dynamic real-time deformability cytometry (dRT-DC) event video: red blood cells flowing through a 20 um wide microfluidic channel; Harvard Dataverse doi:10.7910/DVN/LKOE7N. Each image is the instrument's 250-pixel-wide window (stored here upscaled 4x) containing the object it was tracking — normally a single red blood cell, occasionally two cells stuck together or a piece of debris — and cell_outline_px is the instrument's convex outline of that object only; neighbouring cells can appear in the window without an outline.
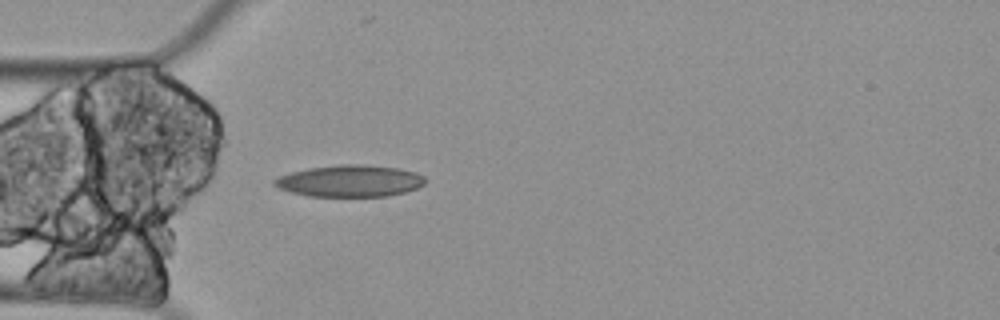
{"species": "Egyptian fruit bat (a non-hibernating species)", "species_latin": "Rousettus aegyptiacus", "temperature_condition": "cold", "stored_images_in_passage": 2, "camera_frame_rate_fps": 3000, "um_per_image_px": 0.085, "animal": {"sex": "female"}, "frame": {"image": 1, "passage_image": 2, "time_ms": 0.333, "image_size_px": [1000, 320], "cell_outline_px": [[424, 184], [416, 188], [404, 192], [388, 196], [308, 196], [292, 192], [280, 188], [272, 184], [272, 180], [280, 176], [292, 172], [308, 168], [340, 164], [364, 164], [400, 168], [416, 172], [424, 176]], "centroid_in_image_um": [29.75, 15.37], "position_along_channel_um": 55.3, "area_um2": 27.86}}